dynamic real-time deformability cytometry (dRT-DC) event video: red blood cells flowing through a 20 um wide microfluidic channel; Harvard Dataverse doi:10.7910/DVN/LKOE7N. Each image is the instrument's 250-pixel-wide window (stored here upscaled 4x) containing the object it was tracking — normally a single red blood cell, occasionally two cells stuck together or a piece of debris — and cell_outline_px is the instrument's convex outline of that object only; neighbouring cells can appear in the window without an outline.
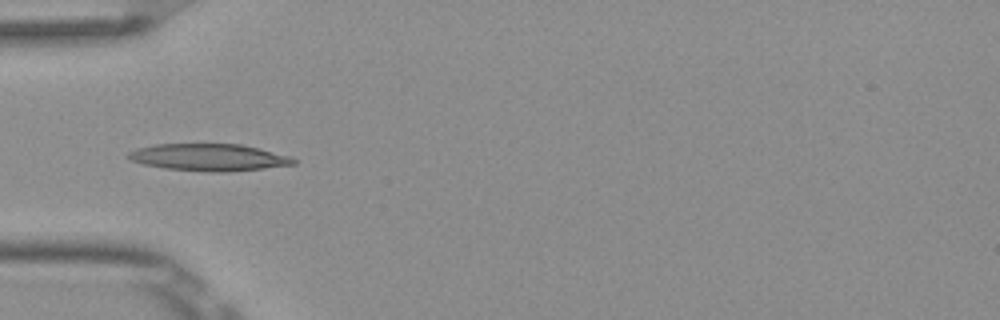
{"species": "Egyptian fruit bat (a non-hibernating species)", "species_latin": "Rousettus aegyptiacus", "temperature_condition": "room temperature", "stored_images_in_passage": 10, "camera_frame_rate_fps": 3000, "um_per_image_px": 0.085, "frame": {"image": 1, "passage_image": 6, "time_ms": 1.667, "image_size_px": [1000, 320], "cell_outline_px": [[296, 164], [264, 168], [224, 172], [212, 172], [164, 168], [144, 164], [132, 160], [124, 156], [128, 152], [136, 148], [156, 144], [240, 144], [288, 156], [296, 160]], "centroid_in_image_um": [17.69, 13.37], "position_along_channel_um": 67.3, "area_um2": 25.78}}
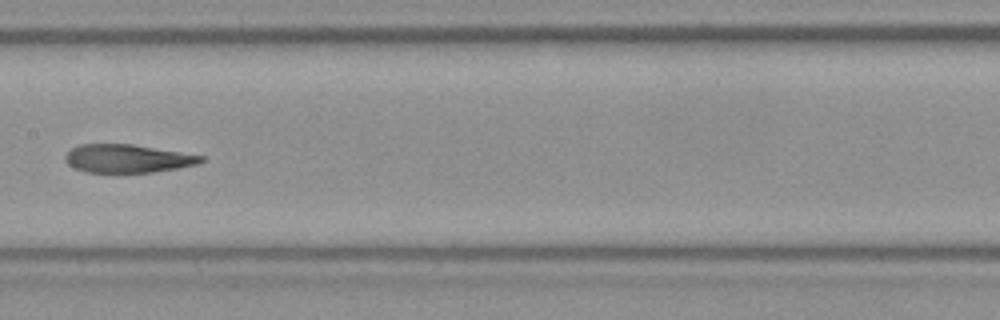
{"frame": {"image": 2, "passage_image": 9, "time_ms": 2.667, "image_size_px": [1000, 320], "cell_outline_px": [[204, 160], [196, 164], [176, 168], [152, 172], [84, 172], [68, 164], [64, 160], [64, 156], [72, 148], [80, 144], [132, 144], [204, 156]], "centroid_in_image_um": [10.8, 13.47], "position_along_channel_um": 196.6, "area_um2": 22.08}}
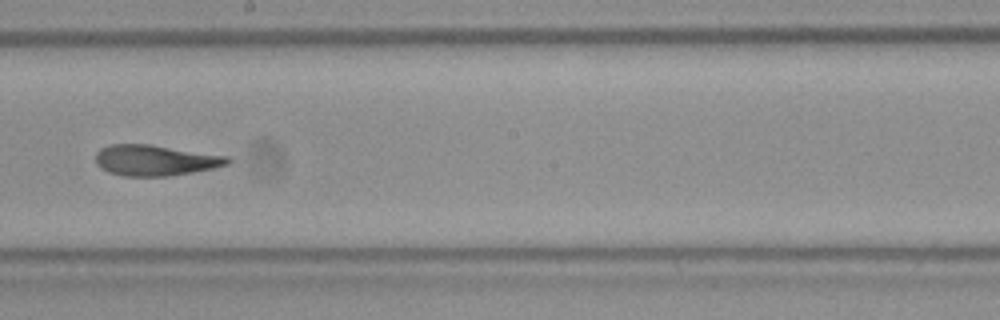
{"frame": {"image": 3, "passage_image": 10, "time_ms": 3.0, "image_size_px": [1000, 320], "cell_outline_px": [[232, 160], [228, 164], [212, 168], [192, 172], [168, 176], [124, 176], [108, 172], [100, 168], [96, 164], [96, 152], [100, 148], [108, 144], [148, 144], [228, 156]], "centroid_in_image_um": [13.15, 13.62], "position_along_channel_um": 235.0, "area_um2": 23.64}}